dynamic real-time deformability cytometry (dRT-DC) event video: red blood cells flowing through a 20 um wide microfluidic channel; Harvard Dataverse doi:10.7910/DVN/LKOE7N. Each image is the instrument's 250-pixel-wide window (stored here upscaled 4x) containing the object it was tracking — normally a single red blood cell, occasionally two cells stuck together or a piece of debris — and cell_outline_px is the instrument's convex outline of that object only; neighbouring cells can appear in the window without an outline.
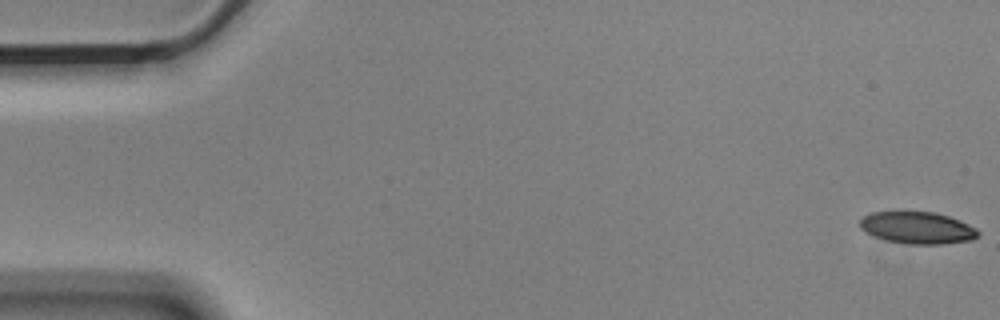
{"species": "Egyptian fruit bat (a non-hibernating species)", "species_latin": "Rousettus aegyptiacus", "temperature_condition": "cold", "stored_images_in_passage": 56, "camera_frame_rate_fps": 3000, "um_per_image_px": 0.085, "animal": {"sex": "male"}, "frame": {"image": 1, "passage_image": 1, "time_ms": 0.0, "image_size_px": [1000, 320], "cell_outline_px": [[980, 236], [972, 240], [940, 244], [912, 244], [888, 240], [876, 236], [860, 228], [860, 220], [864, 216], [872, 212], [896, 208], [936, 212], [960, 220], [976, 228], [980, 232]], "centroid_in_image_um": [77.98, 19.3], "position_along_channel_um": 7.0, "area_um2": 22.72}}
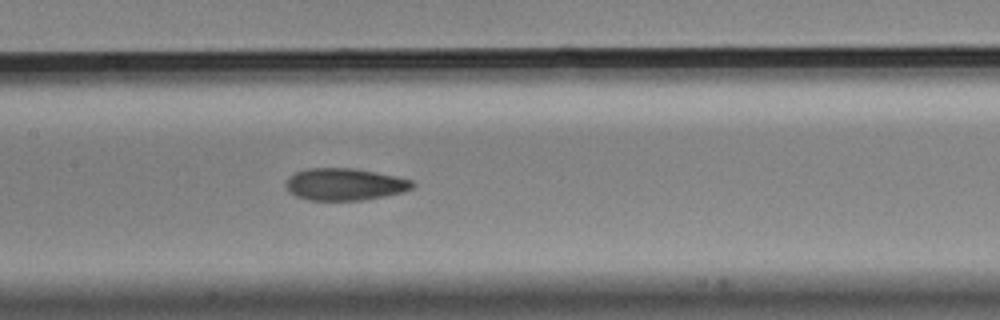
{"frame": {"image": 2, "passage_image": 27, "time_ms": 8.667, "image_size_px": [1000, 320], "cell_outline_px": [[416, 184], [412, 188], [404, 192], [384, 196], [360, 200], [308, 200], [296, 196], [288, 192], [284, 184], [288, 176], [296, 172], [308, 168], [356, 168], [396, 176], [412, 180]], "centroid_in_image_um": [29.28, 15.66], "position_along_channel_um": 178.1, "area_um2": 23.87}}
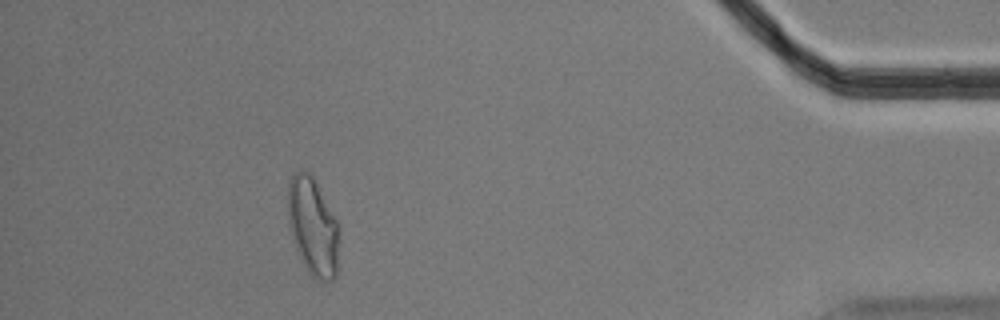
{"frame": {"image": 3, "passage_image": 51, "time_ms": 16.667, "image_size_px": [1000, 320], "cell_outline_px": [[336, 276], [332, 280], [324, 280], [312, 276], [304, 268], [296, 252], [288, 228], [288, 180], [292, 172], [300, 168], [304, 168], [312, 176], [336, 220]], "centroid_in_image_um": [26.5, 19.21], "position_along_channel_um": 408.7, "area_um2": 28.9}, "authors_computed_cell_mechanics": {"area_um2": 24.0737, "velocity_mm_per_s": 3.5637, "shape_relaxation_time_tau1_ms": 8.4101, "shape_relaxation_time_tau2_ms": 2.4417, "deformation_change_tau1": 0.19, "deformation_change_tau2": 0.0806}}